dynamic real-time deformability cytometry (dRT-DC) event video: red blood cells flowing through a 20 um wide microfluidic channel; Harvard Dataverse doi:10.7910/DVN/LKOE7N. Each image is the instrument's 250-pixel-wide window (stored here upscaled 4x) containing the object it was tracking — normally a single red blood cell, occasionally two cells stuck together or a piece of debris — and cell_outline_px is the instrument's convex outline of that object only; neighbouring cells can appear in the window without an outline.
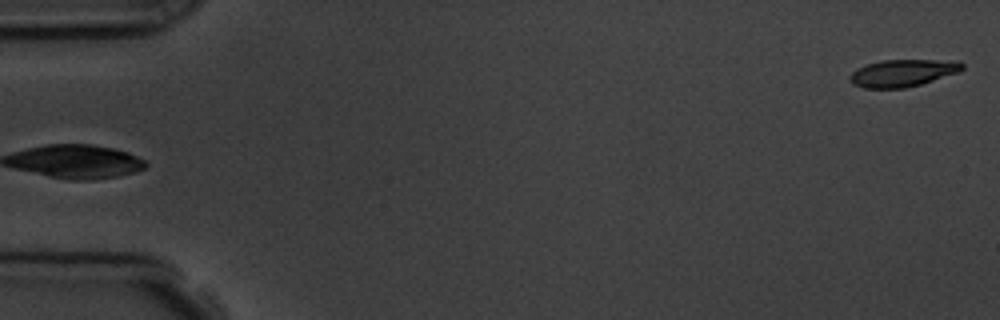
{"species": "common noctule bat (a hibernating species)", "species_latin": "Nyctalus noctula", "temperature_condition": "room temperature", "stored_images_in_passage": 6, "camera_frame_rate_fps": 3000, "um_per_image_px": 0.085, "animal": {"sex": "male", "body_mass_g": 19.5, "forearm_length_mm": 54.6}, "frame": {"image": 1, "passage_image": 6, "time_ms": 5.667, "image_size_px": [1000, 320], "cell_outline_px": [[964, 68], [960, 72], [920, 84], [904, 88], [864, 88], [852, 84], [848, 80], [848, 76], [856, 68], [880, 60], [960, 60], [964, 64]], "centroid_in_image_um": [76.73, 6.2], "position_along_channel_um": 8.3, "area_um2": 18.03}}